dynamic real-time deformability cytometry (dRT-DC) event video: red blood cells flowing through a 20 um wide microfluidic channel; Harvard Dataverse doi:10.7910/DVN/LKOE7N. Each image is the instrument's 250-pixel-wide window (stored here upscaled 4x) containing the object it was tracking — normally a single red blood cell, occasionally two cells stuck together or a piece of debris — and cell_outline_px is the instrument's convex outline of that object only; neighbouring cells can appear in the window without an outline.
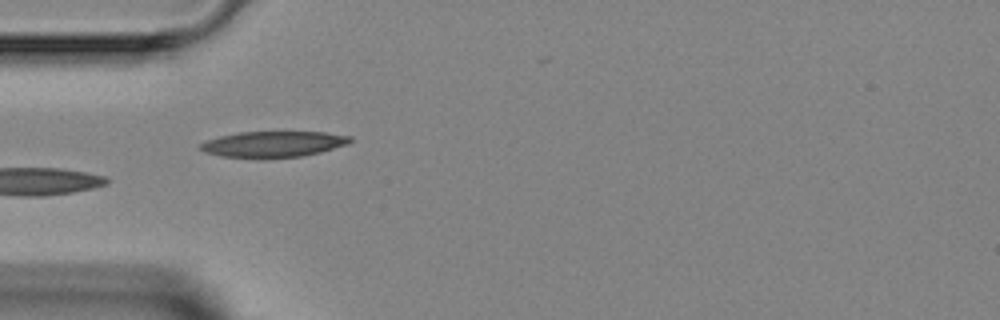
{"species": "Egyptian fruit bat (a non-hibernating species)", "species_latin": "Rousettus aegyptiacus", "temperature_condition": "room temperature", "stored_images_in_passage": 8, "camera_frame_rate_fps": 3000, "um_per_image_px": 0.085, "animal": {"sex": "female"}, "frame": {"image": 1, "passage_image": 4, "time_ms": 4.333, "image_size_px": [1000, 320], "cell_outline_px": [[352, 140], [348, 144], [320, 152], [304, 156], [264, 160], [260, 160], [220, 156], [204, 152], [200, 148], [200, 144], [208, 140], [220, 136], [240, 132], [324, 132], [352, 136]], "centroid_in_image_um": [23.22, 12.28], "position_along_channel_um": 61.8, "area_um2": 23.18}}
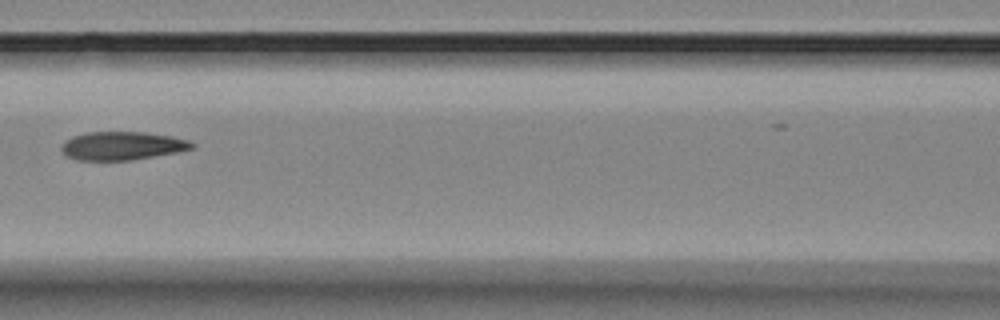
{"frame": {"image": 2, "passage_image": 6, "time_ms": 6.667, "image_size_px": [1000, 320], "cell_outline_px": [[196, 148], [176, 152], [128, 160], [76, 160], [68, 156], [60, 148], [64, 140], [72, 136], [88, 132], [144, 132], [172, 136], [192, 140], [196, 144]], "centroid_in_image_um": [10.42, 12.38], "position_along_channel_um": 156.2, "area_um2": 21.62}}
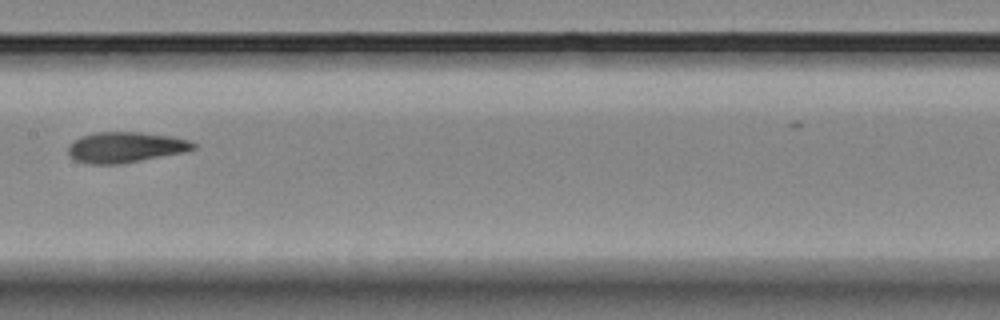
{"frame": {"image": 3, "passage_image": 7, "time_ms": 7.667, "image_size_px": [1000, 320], "cell_outline_px": [[196, 148], [184, 152], [120, 164], [88, 164], [76, 160], [68, 152], [68, 144], [80, 136], [96, 132], [140, 132], [172, 136], [188, 140], [196, 144]], "centroid_in_image_um": [10.65, 12.51], "position_along_channel_um": 196.7, "area_um2": 22.31}}